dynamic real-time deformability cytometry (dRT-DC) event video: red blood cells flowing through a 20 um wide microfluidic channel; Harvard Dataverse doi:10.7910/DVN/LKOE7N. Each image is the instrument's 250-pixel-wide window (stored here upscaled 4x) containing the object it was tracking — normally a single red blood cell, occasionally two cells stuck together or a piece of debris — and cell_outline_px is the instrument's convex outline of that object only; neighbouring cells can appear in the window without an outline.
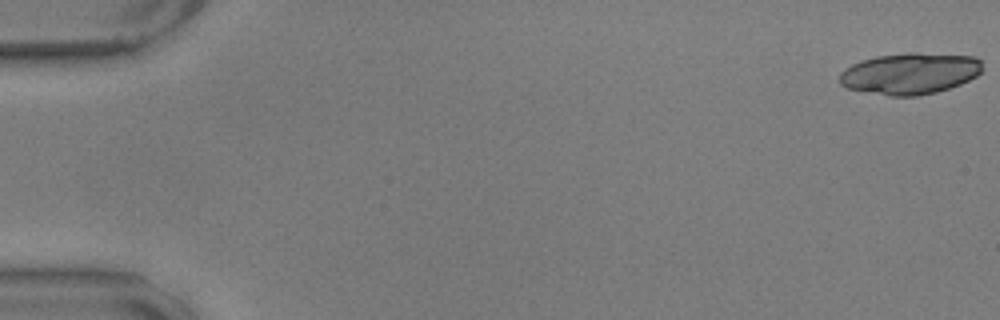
{"species": "common noctule bat (a hibernating species)", "species_latin": "Nyctalus noctula", "temperature_condition": "warm", "stored_images_in_passage": 14, "camera_frame_rate_fps": 3000, "um_per_image_px": 0.085, "animal": {"sex": "male", "body_mass_g": 17.9, "forearm_length_mm": 54.2}, "frame": {"image": 1, "passage_image": 1, "time_ms": 0.0, "image_size_px": [1000, 320], "cell_outline_px": [[984, 68], [976, 76], [960, 84], [936, 92], [916, 96], [888, 96], [848, 88], [840, 84], [840, 72], [844, 68], [852, 64], [876, 56], [908, 52], [916, 52], [976, 56], [984, 60]], "centroid_in_image_um": [77.39, 6.23], "position_along_channel_um": 7.6, "area_um2": 34.74}}